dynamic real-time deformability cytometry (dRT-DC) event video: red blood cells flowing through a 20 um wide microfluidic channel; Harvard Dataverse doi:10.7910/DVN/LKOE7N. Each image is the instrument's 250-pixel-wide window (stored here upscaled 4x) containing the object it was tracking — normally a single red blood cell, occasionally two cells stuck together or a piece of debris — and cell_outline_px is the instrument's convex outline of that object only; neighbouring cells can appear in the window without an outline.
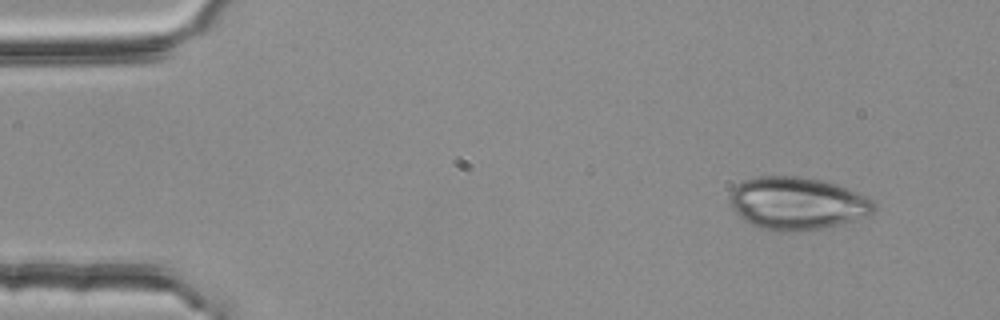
{"species": "common noctule bat (a hibernating species)", "species_latin": "Nyctalus noctula", "temperature_condition": "room temperature", "stored_images_in_passage": 49, "camera_frame_rate_fps": 3000, "um_per_image_px": 0.085, "animal": {"sex": "female", "body_mass_g": 25.1}, "frame": {"image": 1, "passage_image": 1, "time_ms": 0.0, "image_size_px": [1000, 320], "cell_outline_px": [[876, 208], [868, 216], [820, 228], [792, 232], [772, 232], [756, 228], [748, 224], [732, 208], [728, 200], [728, 196], [732, 188], [736, 184], [744, 180], [760, 176], [800, 176], [820, 180], [836, 184], [856, 192], [872, 200], [876, 204]], "centroid_in_image_um": [67.68, 17.29], "position_along_channel_um": 17.3, "area_um2": 44.51}}
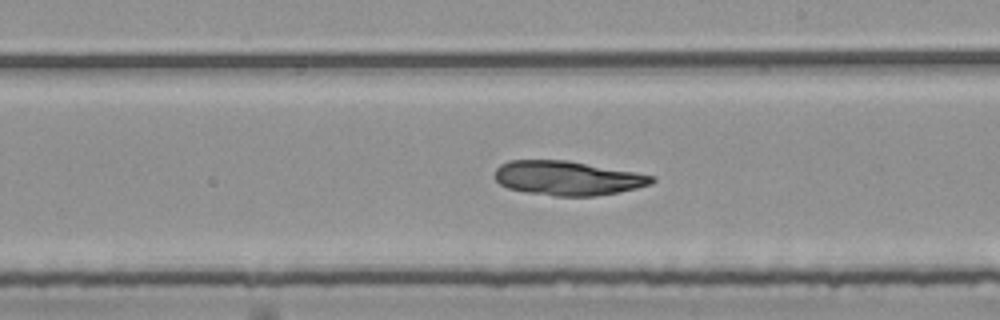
{"frame": {"image": 2, "passage_image": 27, "time_ms": 8.667, "image_size_px": [1000, 320], "cell_outline_px": [[656, 180], [652, 184], [636, 188], [616, 192], [592, 196], [556, 196], [528, 192], [508, 188], [500, 184], [492, 176], [496, 168], [500, 164], [508, 160], [568, 160], [656, 176]], "centroid_in_image_um": [48.21, 15.13], "position_along_channel_um": 240.8, "area_um2": 31.39}}
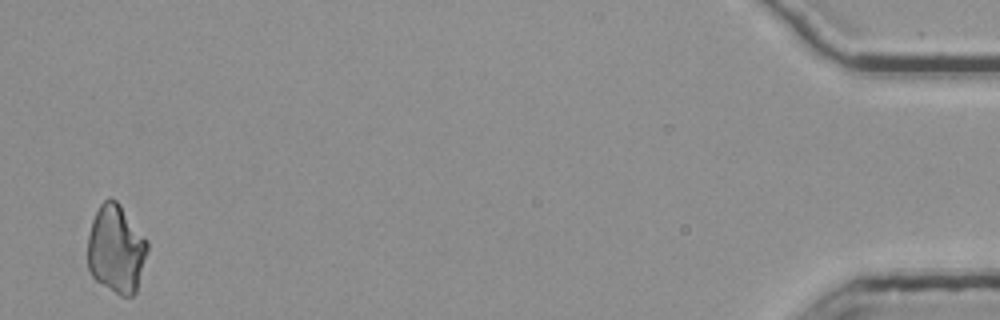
{"frame": {"image": 3, "passage_image": 49, "time_ms": 16.0, "image_size_px": [1000, 320], "cell_outline_px": [[148, 248], [136, 292], [132, 296], [120, 296], [96, 280], [92, 276], [88, 268], [88, 236], [92, 220], [100, 204], [104, 200], [116, 200], [120, 204], [148, 240]], "centroid_in_image_um": [9.87, 21.18], "position_along_channel_um": 425.3, "area_um2": 30.63}}